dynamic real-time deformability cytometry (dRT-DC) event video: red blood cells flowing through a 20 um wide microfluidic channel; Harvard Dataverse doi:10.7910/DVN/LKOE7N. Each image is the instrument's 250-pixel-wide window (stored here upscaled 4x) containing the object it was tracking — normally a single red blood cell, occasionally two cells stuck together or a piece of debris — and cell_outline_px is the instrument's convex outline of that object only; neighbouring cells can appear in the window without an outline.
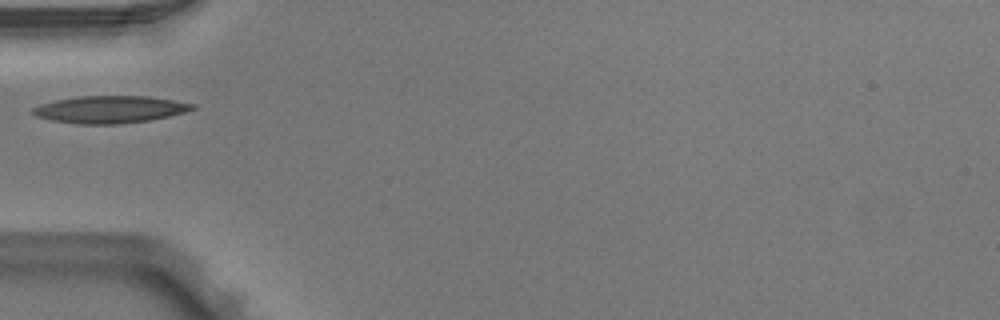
{"species": "Egyptian fruit bat (a non-hibernating species)", "species_latin": "Rousettus aegyptiacus", "temperature_condition": "warm", "stored_images_in_passage": 4, "camera_frame_rate_fps": 3000, "um_per_image_px": 0.085, "animal": {"sex": "male"}, "frame": {"image": 1, "passage_image": 3, "time_ms": 0.667, "image_size_px": [1000, 320], "cell_outline_px": [[196, 108], [184, 112], [168, 116], [148, 120], [116, 124], [76, 124], [52, 120], [36, 116], [32, 112], [32, 108], [40, 104], [56, 100], [80, 96], [148, 96], [196, 104]], "centroid_in_image_um": [9.33, 9.3], "position_along_channel_um": 75.7, "area_um2": 25.14}}
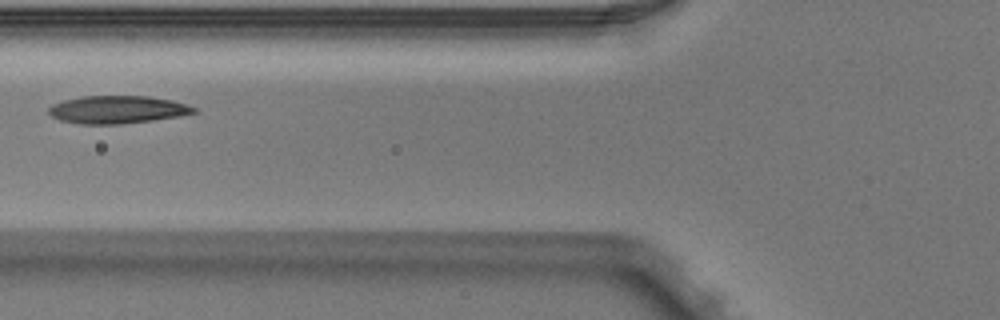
{"frame": {"image": 2, "passage_image": 4, "time_ms": 1.0, "image_size_px": [1000, 320], "cell_outline_px": [[196, 112], [180, 116], [152, 120], [120, 124], [80, 124], [60, 120], [52, 116], [48, 112], [48, 108], [52, 104], [64, 100], [80, 96], [148, 96], [172, 100], [188, 104], [196, 108]], "centroid_in_image_um": [9.97, 9.31], "position_along_channel_um": 115.8, "area_um2": 23.52}}